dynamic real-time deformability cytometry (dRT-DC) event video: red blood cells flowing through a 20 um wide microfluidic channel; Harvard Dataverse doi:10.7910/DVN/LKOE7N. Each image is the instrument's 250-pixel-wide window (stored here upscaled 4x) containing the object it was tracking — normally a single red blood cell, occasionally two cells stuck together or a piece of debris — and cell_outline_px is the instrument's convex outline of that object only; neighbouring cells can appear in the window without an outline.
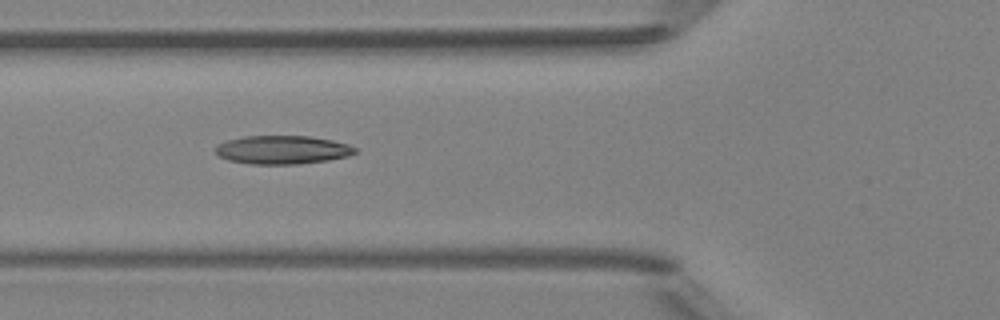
{"species": "Egyptian fruit bat (a non-hibernating species)", "species_latin": "Rousettus aegyptiacus", "temperature_condition": "room temperature", "stored_images_in_passage": 6, "camera_frame_rate_fps": 3000, "um_per_image_px": 0.085, "animal": {"sex": "female"}, "frame": {"image": 1, "passage_image": 6, "time_ms": 5.667, "image_size_px": [1000, 320], "cell_outline_px": [[356, 152], [348, 156], [328, 160], [296, 164], [252, 164], [228, 160], [220, 156], [216, 152], [216, 144], [228, 140], [244, 136], [308, 136], [332, 140], [348, 144], [356, 148]], "centroid_in_image_um": [24.0, 12.73], "position_along_channel_um": 101.8, "area_um2": 23.06}}